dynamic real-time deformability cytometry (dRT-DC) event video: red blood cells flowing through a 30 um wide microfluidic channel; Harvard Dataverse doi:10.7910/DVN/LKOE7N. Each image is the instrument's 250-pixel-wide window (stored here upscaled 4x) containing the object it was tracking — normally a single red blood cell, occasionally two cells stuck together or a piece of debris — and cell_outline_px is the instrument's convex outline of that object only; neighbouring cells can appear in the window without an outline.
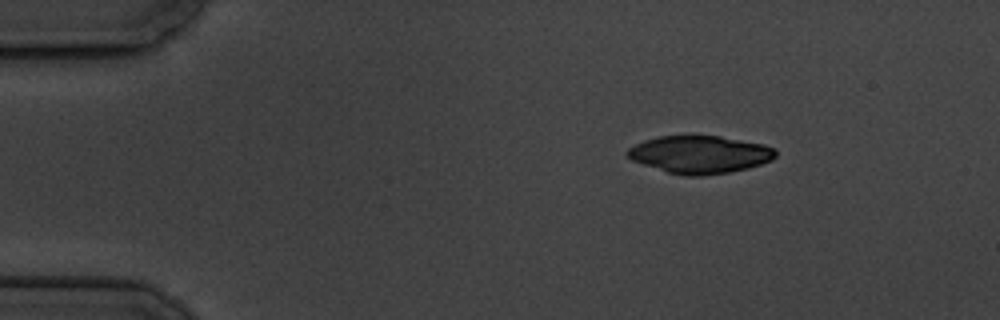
{"species": "common noctule bat (a hibernating species)", "species_latin": "Nyctalus noctula", "temperature_condition": "cold", "stored_images_in_passage": 3, "camera_frame_rate_fps": 3000, "um_per_image_px": 0.085, "animal": {"sex": "male", "body_mass_g": 19.5, "forearm_length_mm": 54.6}, "frame": {"image": 1, "passage_image": 1, "time_ms": 0.0, "image_size_px": [1000, 320], "cell_outline_px": [[776, 156], [772, 160], [748, 168], [728, 172], [700, 176], [684, 176], [668, 172], [632, 160], [624, 156], [624, 152], [628, 148], [644, 140], [660, 136], [720, 136], [764, 144], [776, 148]], "centroid_in_image_um": [59.48, 13.13], "position_along_channel_um": 25.5, "area_um2": 32.48}}